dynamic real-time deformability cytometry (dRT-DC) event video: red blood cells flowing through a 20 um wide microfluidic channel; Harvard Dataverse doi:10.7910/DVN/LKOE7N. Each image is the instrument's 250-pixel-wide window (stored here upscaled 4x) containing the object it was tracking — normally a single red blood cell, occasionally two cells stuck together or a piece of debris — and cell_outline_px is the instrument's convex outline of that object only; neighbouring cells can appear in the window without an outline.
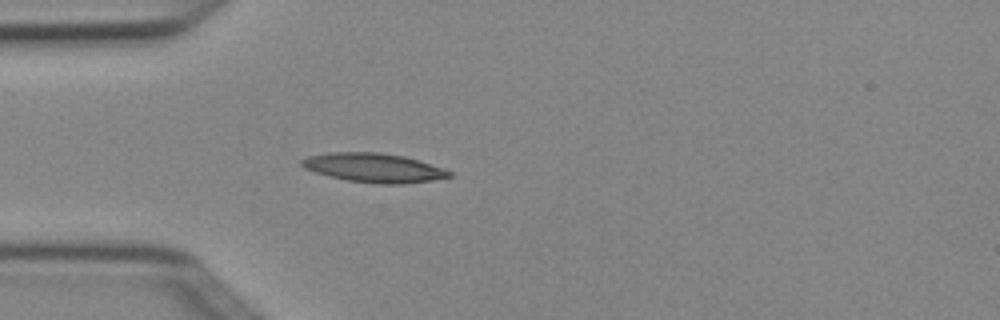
{"species": "Egyptian fruit bat (a non-hibernating species)", "species_latin": "Rousettus aegyptiacus", "temperature_condition": "cold", "stored_images_in_passage": 1, "camera_frame_rate_fps": 3000, "um_per_image_px": 0.085, "animal": {"sex": "female"}, "frame": {"image": 1, "passage_image": 1, "time_ms": 0.0, "image_size_px": [1000, 320], "cell_outline_px": [[452, 176], [432, 180], [404, 184], [380, 184], [348, 180], [328, 176], [304, 168], [300, 164], [300, 160], [308, 156], [332, 152], [380, 152], [404, 156], [420, 160], [444, 168], [452, 172]], "centroid_in_image_um": [31.79, 14.25], "position_along_channel_um": 53.2, "area_um2": 25.09}}